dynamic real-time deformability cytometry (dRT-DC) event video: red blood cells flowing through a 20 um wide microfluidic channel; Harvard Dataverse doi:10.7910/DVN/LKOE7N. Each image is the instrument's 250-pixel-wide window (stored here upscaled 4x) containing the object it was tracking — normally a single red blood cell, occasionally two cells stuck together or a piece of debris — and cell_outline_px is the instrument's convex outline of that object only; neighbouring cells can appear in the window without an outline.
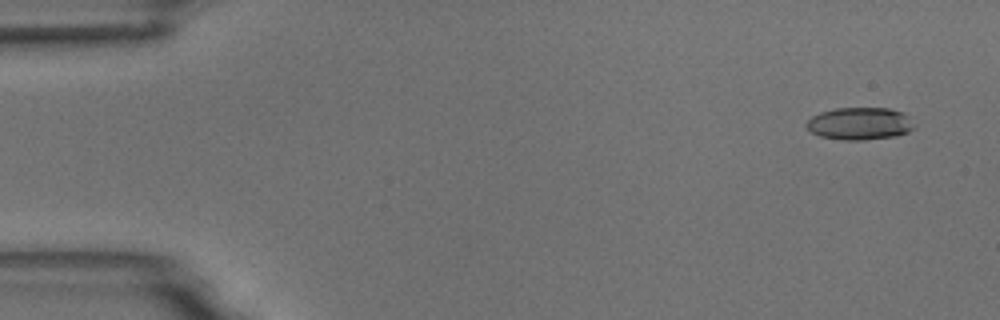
{"species": "common noctule bat (a hibernating species)", "species_latin": "Nyctalus noctula", "temperature_condition": "room temperature", "stored_images_in_passage": 4, "segment_of_instrument_passage": [2, 2], "camera_frame_rate_fps": 3000, "um_per_image_px": 0.085, "animal": {"sex": "male", "body_mass_g": 18.8}, "frame": {"image": 1, "passage_image": 4, "time_ms": 3.333, "image_size_px": [1000, 320], "cell_outline_px": [[916, 128], [908, 132], [896, 136], [860, 140], [844, 140], [820, 136], [812, 132], [804, 124], [812, 116], [820, 112], [836, 108], [888, 108], [904, 112]], "centroid_in_image_um": [73.08, 10.5], "position_along_channel_um": 11.9, "area_um2": 20.35}}